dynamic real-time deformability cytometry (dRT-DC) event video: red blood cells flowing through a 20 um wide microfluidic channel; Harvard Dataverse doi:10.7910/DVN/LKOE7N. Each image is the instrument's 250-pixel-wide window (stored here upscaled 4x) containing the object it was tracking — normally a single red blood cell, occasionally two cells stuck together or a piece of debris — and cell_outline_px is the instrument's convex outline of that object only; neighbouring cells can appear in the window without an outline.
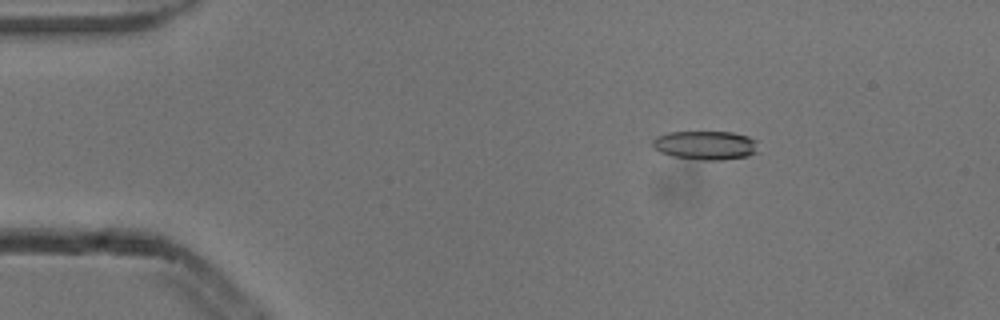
{"species": "common noctule bat (a hibernating species)", "species_latin": "Nyctalus noctula", "temperature_condition": "cold", "stored_images_in_passage": 5, "camera_frame_rate_fps": 3000, "um_per_image_px": 0.085, "animal": {"sex": "male", "body_mass_g": 13.3}, "frame": {"image": 1, "passage_image": 2, "time_ms": 0.333, "image_size_px": [1000, 320], "cell_outline_px": [[756, 152], [748, 156], [720, 160], [700, 160], [672, 156], [660, 152], [652, 144], [652, 140], [656, 136], [668, 132], [732, 132], [748, 136], [756, 140]], "centroid_in_image_um": [59.95, 12.34], "position_along_channel_um": 25.1, "area_um2": 17.74}}